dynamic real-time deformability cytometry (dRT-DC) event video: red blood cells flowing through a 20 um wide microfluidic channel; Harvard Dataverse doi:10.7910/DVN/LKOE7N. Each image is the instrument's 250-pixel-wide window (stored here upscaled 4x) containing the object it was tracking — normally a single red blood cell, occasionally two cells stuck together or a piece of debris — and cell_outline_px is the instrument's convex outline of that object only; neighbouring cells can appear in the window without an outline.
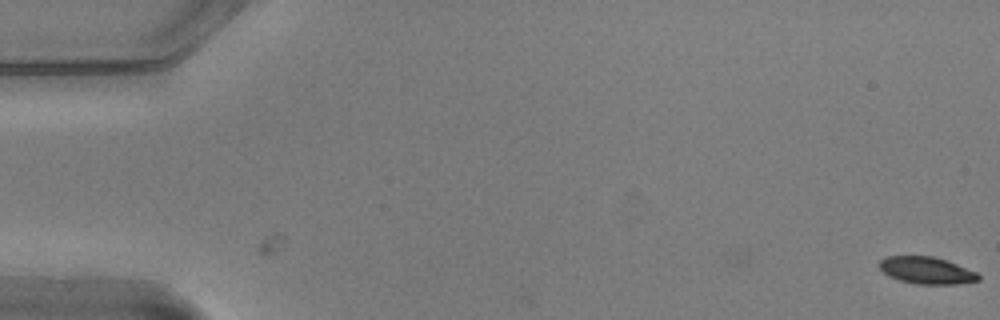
{"species": "common noctule bat (a hibernating species)", "species_latin": "Nyctalus noctula", "temperature_condition": "warm", "stored_images_in_passage": 3, "camera_frame_rate_fps": 3000, "um_per_image_px": 0.085, "animal": {"sex": "male", "body_mass_g": 20.5, "forearm_length_mm": 52.5}, "frame": {"image": 1, "passage_image": 3, "time_ms": 0.667, "image_size_px": [1000, 320], "cell_outline_px": [[980, 280], [956, 284], [916, 284], [900, 280], [888, 276], [880, 268], [880, 260], [888, 256], [932, 256], [948, 260], [976, 272], [980, 276]], "centroid_in_image_um": [78.77, 22.98], "position_along_channel_um": 6.2, "area_um2": 15.55}}